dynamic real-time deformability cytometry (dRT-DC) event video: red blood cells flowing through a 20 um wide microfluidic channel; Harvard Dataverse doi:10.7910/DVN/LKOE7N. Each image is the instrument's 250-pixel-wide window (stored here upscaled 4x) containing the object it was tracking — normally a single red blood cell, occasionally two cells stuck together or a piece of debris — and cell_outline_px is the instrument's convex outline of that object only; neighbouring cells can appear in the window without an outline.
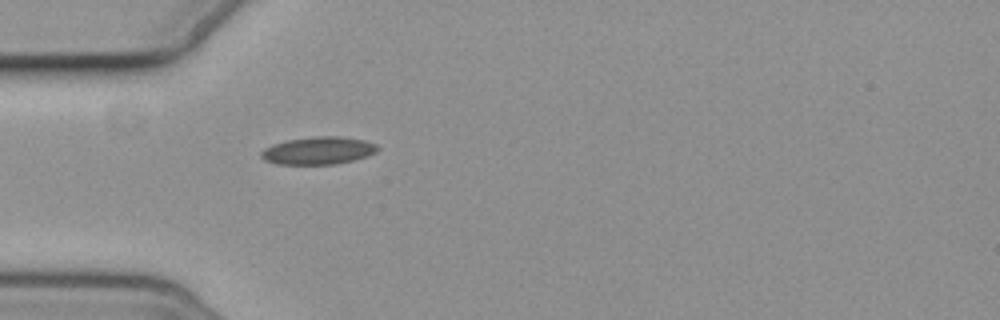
{"species": "common noctule bat (a hibernating species)", "species_latin": "Nyctalus noctula", "temperature_condition": "cold", "stored_images_in_passage": 1, "camera_frame_rate_fps": 3000, "um_per_image_px": 0.085, "animal": {"sex": "female", "body_mass_g": 19.3, "forearm_length_mm": 54.1}, "frame": {"image": 1, "passage_image": 1, "time_ms": 0.0, "image_size_px": [1000, 320], "cell_outline_px": [[380, 148], [376, 152], [368, 156], [336, 164], [276, 164], [264, 160], [260, 156], [260, 152], [264, 148], [272, 144], [288, 140], [312, 136], [340, 136], [364, 140], [376, 144]], "centroid_in_image_um": [27.04, 12.8], "position_along_channel_um": 58.0, "area_um2": 18.84}}